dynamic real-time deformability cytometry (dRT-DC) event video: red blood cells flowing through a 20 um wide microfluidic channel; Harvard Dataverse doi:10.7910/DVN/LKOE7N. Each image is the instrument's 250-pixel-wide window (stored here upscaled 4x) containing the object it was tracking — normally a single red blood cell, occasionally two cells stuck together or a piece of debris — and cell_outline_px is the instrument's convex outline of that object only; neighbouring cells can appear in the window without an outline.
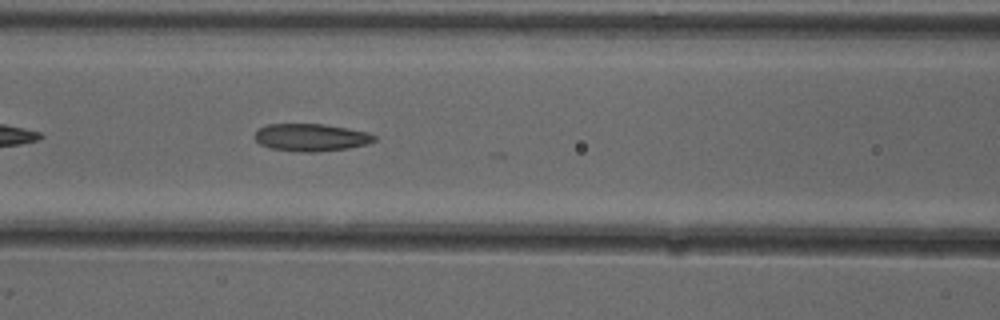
{"species": "common noctule bat (a hibernating species)", "species_latin": "Nyctalus noctula", "temperature_condition": "cold", "stored_images_in_passage": 14, "camera_frame_rate_fps": 3000, "um_per_image_px": 0.085, "animal": {"sex": "female"}, "frame": {"image": 1, "passage_image": 8, "time_ms": 2.333, "image_size_px": [1000, 320], "cell_outline_px": [[376, 140], [368, 144], [348, 148], [320, 152], [300, 152], [272, 148], [260, 144], [252, 136], [260, 128], [268, 124], [324, 124], [348, 128], [368, 132], [376, 136]], "centroid_in_image_um": [26.46, 11.68], "position_along_channel_um": 140.1, "area_um2": 19.25}}
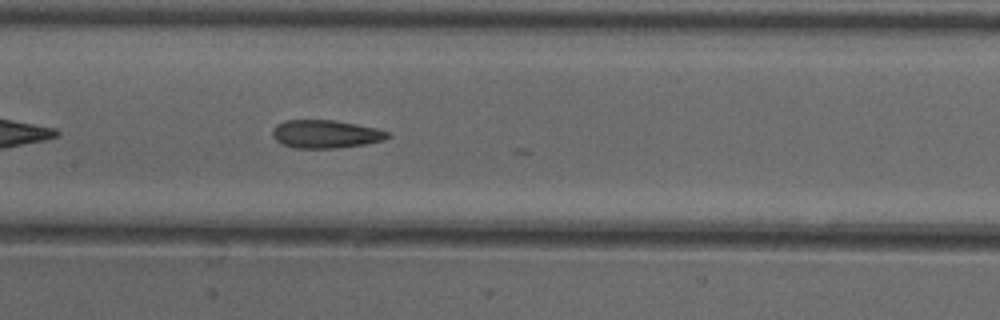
{"frame": {"image": 2, "passage_image": 11, "time_ms": 3.333, "image_size_px": [1000, 320], "cell_outline_px": [[392, 136], [384, 140], [364, 144], [340, 148], [296, 148], [284, 144], [276, 140], [272, 136], [272, 128], [276, 124], [284, 120], [332, 120], [356, 124], [376, 128], [388, 132]], "centroid_in_image_um": [27.67, 11.39], "position_along_channel_um": 179.7, "area_um2": 18.9}}